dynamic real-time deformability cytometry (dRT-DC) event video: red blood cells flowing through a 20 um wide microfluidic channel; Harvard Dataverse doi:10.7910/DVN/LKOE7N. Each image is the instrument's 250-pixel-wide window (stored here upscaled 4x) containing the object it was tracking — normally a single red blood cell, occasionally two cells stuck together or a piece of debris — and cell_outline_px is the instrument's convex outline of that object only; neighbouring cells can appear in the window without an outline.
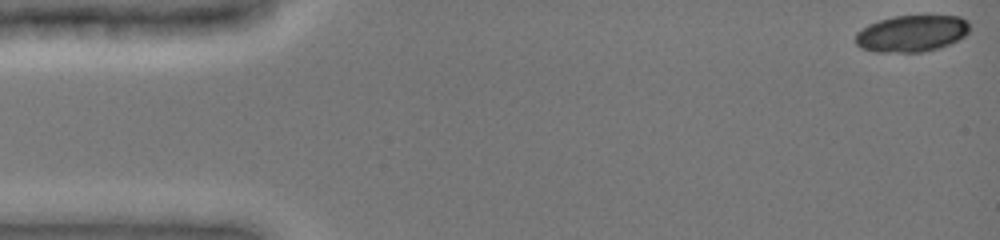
{"species": "common noctule bat (a hibernating species)", "species_latin": "Nyctalus noctula", "temperature_condition": "cold", "stored_images_in_passage": 48, "camera_frame_rate_fps": 3000, "um_per_image_px": 0.085, "animal": {"sex": "female", "body_mass_g": 19.0, "forearm_length_mm": 51.5}, "frame": {"image": 1, "passage_image": 1, "time_ms": 0.0, "image_size_px": [1000, 240], "cell_outline_px": [[968, 32], [964, 36], [940, 48], [924, 52], [872, 52], [860, 48], [856, 44], [856, 32], [868, 24], [892, 16], [928, 12], [960, 16], [968, 20]], "centroid_in_image_um": [77.51, 2.79], "position_along_channel_um": 7.5, "area_um2": 25.43}}
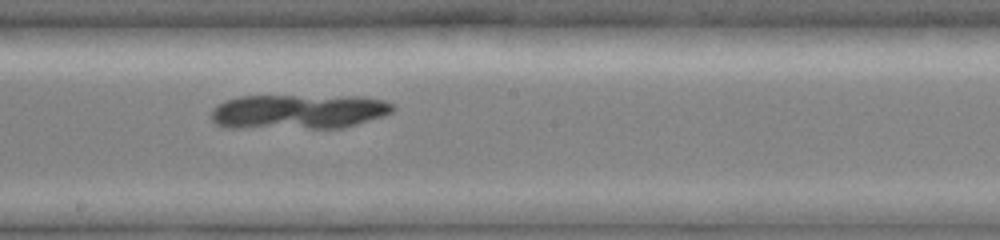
{"frame": {"image": 2, "passage_image": 27, "time_ms": 8.667, "image_size_px": [1000, 240], "cell_outline_px": [[396, 108], [392, 112], [384, 116], [356, 124], [340, 128], [224, 128], [216, 124], [212, 120], [212, 108], [224, 100], [240, 96], [360, 96], [384, 100], [396, 104]], "centroid_in_image_um": [25.38, 9.49], "position_along_channel_um": 222.8, "area_um2": 37.28}}
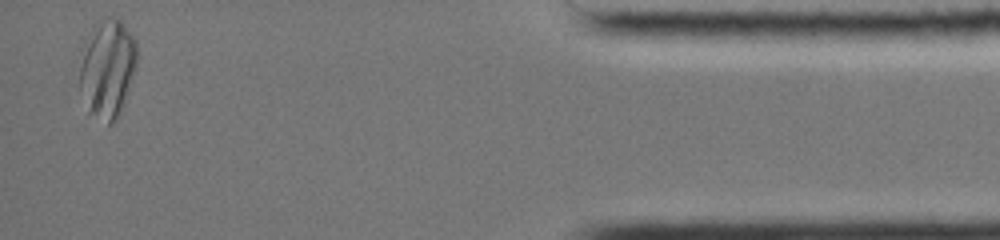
{"frame": {"image": 3, "passage_image": 47, "time_ms": 15.333, "image_size_px": [1000, 240], "cell_outline_px": [[136, 64], [120, 116], [112, 124], [108, 124], [88, 112], [80, 88], [80, 68], [84, 40], [92, 24], [96, 20], [108, 16], [116, 16], [124, 24], [136, 40]], "centroid_in_image_um": [9.11, 5.77], "position_along_channel_um": 426.1, "area_um2": 33.29}}